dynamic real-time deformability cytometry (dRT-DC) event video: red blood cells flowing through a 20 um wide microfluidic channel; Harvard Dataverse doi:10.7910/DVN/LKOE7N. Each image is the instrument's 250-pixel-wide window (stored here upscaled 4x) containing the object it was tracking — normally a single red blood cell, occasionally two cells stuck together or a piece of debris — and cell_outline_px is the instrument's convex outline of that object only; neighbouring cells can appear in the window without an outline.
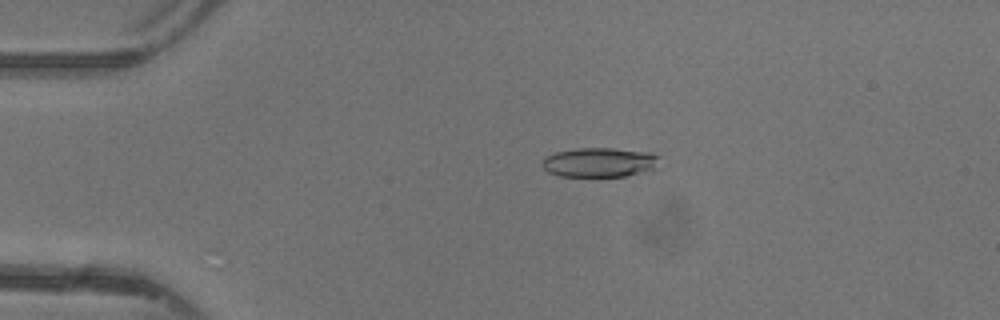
{"species": "common noctule bat (a hibernating species)", "species_latin": "Nyctalus noctula", "temperature_condition": "warm", "stored_images_in_passage": 44, "camera_frame_rate_fps": 3000, "um_per_image_px": 0.085, "animal": {"sex": "female"}, "frame": {"image": 1, "passage_image": 7, "time_ms": 2.0, "image_size_px": [1000, 320], "cell_outline_px": [[660, 168], [624, 176], [560, 176], [548, 172], [544, 168], [544, 156], [556, 152], [576, 148], [612, 148], [652, 152], [660, 156]], "centroid_in_image_um": [51.04, 13.79], "position_along_channel_um": 34.0, "area_um2": 20.35}}
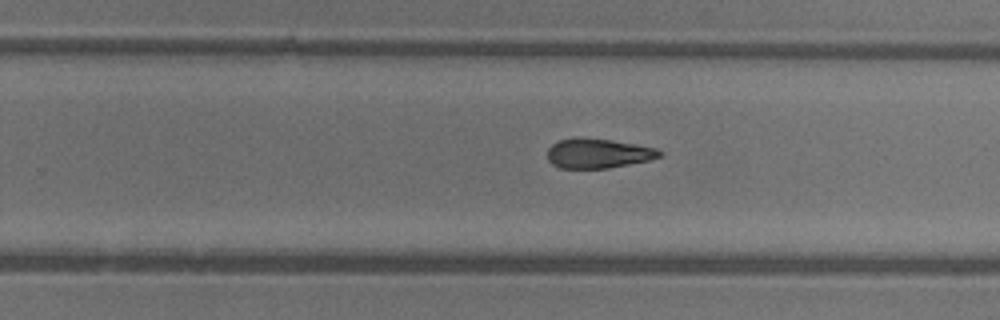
{"frame": {"image": 2, "passage_image": 27, "time_ms": 8.667, "image_size_px": [1000, 320], "cell_outline_px": [[664, 156], [648, 160], [608, 168], [560, 168], [552, 164], [548, 160], [548, 148], [552, 144], [560, 140], [612, 140], [636, 144], [656, 148], [664, 152]], "centroid_in_image_um": [50.9, 13.07], "position_along_channel_um": 278.9, "area_um2": 18.79}}
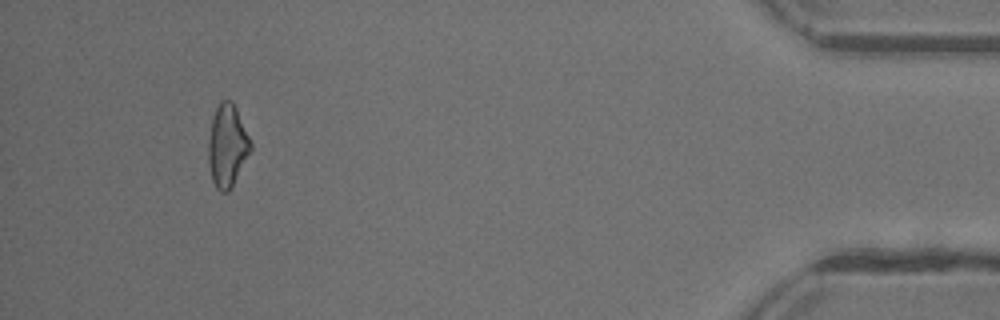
{"frame": {"image": 3, "passage_image": 41, "time_ms": 13.333, "image_size_px": [1000, 320], "cell_outline_px": [[252, 148], [228, 192], [220, 192], [216, 188], [212, 180], [208, 164], [208, 140], [212, 116], [220, 100], [232, 100], [236, 108], [252, 144]], "centroid_in_image_um": [19.29, 12.37], "position_along_channel_um": 415.9, "area_um2": 20.17}, "authors_computed_cell_mechanics": {"area_um2": 20.2011, "velocity_mm_per_s": 4.4005, "shape_relaxation_time_tau1_ms": 8.6282, "shape_relaxation_time_tau2_ms": 7.0726, "deformation_change_tau1": 0.2327, "deformation_change_tau2": 0.2154}}